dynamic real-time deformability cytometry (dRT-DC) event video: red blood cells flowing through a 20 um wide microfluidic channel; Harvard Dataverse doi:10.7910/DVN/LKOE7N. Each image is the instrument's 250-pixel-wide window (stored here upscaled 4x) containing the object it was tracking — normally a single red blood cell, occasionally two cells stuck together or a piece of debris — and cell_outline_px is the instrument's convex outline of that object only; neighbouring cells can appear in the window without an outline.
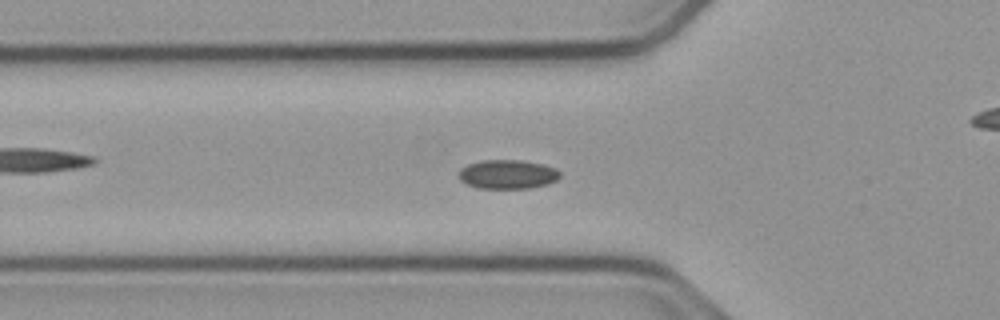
{"species": "common noctule bat (a hibernating species)", "species_latin": "Nyctalus noctula", "temperature_condition": "cold", "stored_images_in_passage": 54, "camera_frame_rate_fps": 3000, "um_per_image_px": 0.085, "animal": {"sex": "male", "body_mass_g": 23.1, "forearm_length_mm": 52.7}, "frame": {"image": 1, "passage_image": 17, "time_ms": 5.333, "image_size_px": [1000, 320], "cell_outline_px": [[560, 176], [556, 180], [548, 184], [532, 188], [476, 188], [460, 180], [460, 168], [468, 164], [480, 160], [520, 160], [544, 164], [556, 168], [560, 172]], "centroid_in_image_um": [43.17, 14.81], "position_along_channel_um": 82.6, "area_um2": 17.22}}
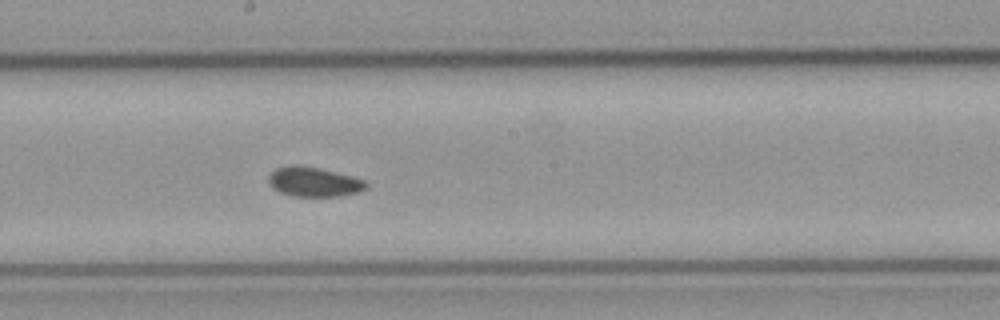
{"frame": {"image": 2, "passage_image": 28, "time_ms": 9.0, "image_size_px": [1000, 320], "cell_outline_px": [[368, 188], [360, 192], [340, 196], [292, 196], [280, 192], [272, 188], [268, 184], [268, 176], [276, 168], [296, 164], [316, 168], [352, 176], [364, 180], [368, 184]], "centroid_in_image_um": [26.67, 15.47], "position_along_channel_um": 221.5, "area_um2": 16.82}}
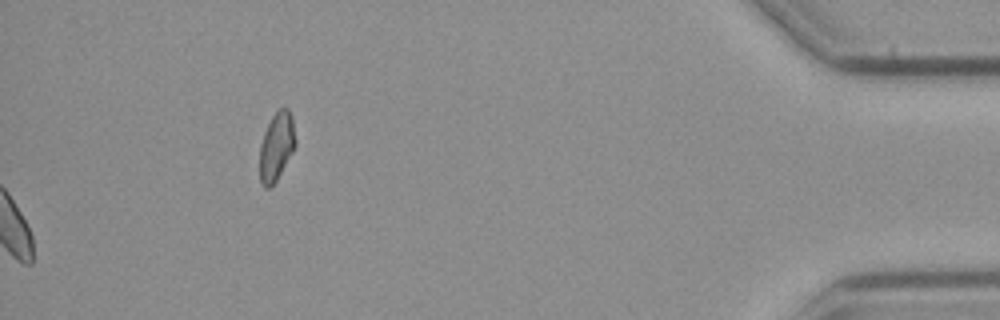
{"frame": {"image": 3, "passage_image": 54, "time_ms": 17.667, "image_size_px": [1000, 320], "cell_outline_px": [[296, 144], [292, 152], [276, 180], [268, 188], [264, 188], [260, 180], [260, 144], [264, 132], [272, 116], [284, 104], [288, 108], [292, 116], [296, 140]], "centroid_in_image_um": [23.51, 12.4], "position_along_channel_um": 411.7, "area_um2": 14.16}, "authors_computed_cell_mechanics": {"area_um2": 16.473, "velocity_mm_per_s": 3.7627, "shape_relaxation_time_tau1_ms": null, "shape_relaxation_time_tau2_ms": 9.1255, "deformation_change_tau1": null, "deformation_change_tau2": 0.0995}}